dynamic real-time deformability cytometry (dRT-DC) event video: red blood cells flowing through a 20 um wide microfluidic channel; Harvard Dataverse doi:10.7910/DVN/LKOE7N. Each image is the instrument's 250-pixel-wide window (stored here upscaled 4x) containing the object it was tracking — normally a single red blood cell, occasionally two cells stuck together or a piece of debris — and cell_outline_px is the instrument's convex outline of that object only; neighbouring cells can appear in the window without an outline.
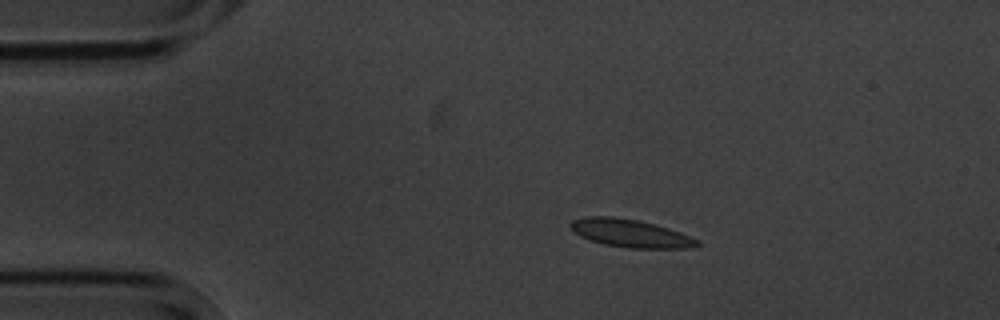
{"species": "common noctule bat (a hibernating species)", "species_latin": "Nyctalus noctula", "temperature_condition": "cold", "stored_images_in_passage": 7, "camera_frame_rate_fps": 3000, "um_per_image_px": 0.085, "animal": {"sex": "male", "body_mass_g": 20.1, "forearm_length_mm": 53.5}, "frame": {"image": 1, "passage_image": 2, "time_ms": 1.333, "image_size_px": [1000, 320], "cell_outline_px": [[700, 244], [688, 248], [632, 248], [604, 244], [580, 236], [568, 224], [572, 220], [584, 216], [616, 216], [636, 220], [668, 228], [680, 232], [700, 240]], "centroid_in_image_um": [53.58, 19.82], "position_along_channel_um": 31.4, "area_um2": 20.4}}
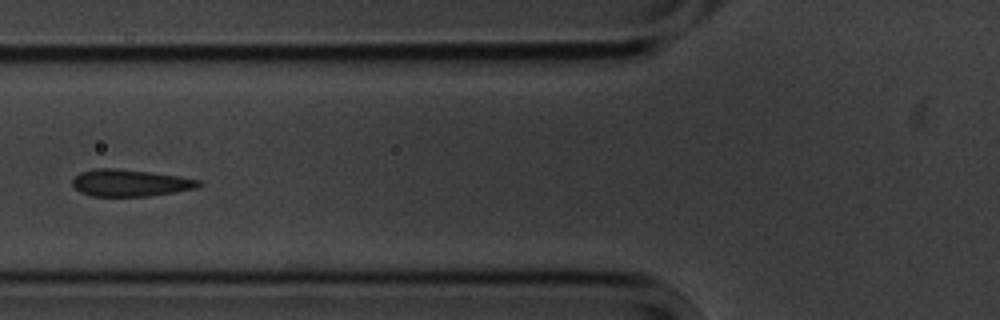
{"frame": {"image": 2, "passage_image": 5, "time_ms": 5.0, "image_size_px": [1000, 320], "cell_outline_px": [[200, 184], [196, 188], [176, 192], [148, 196], [92, 196], [80, 192], [72, 184], [72, 180], [80, 172], [96, 168], [112, 168], [148, 172], [176, 176], [200, 180]], "centroid_in_image_um": [11.03, 15.55], "position_along_channel_um": 114.8, "area_um2": 19.54}}
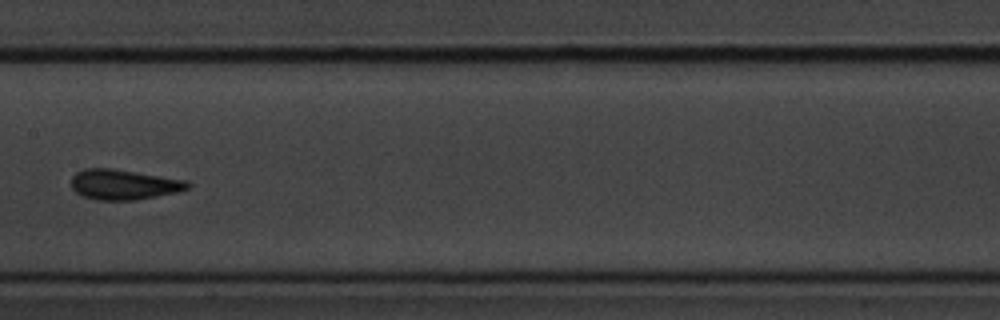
{"frame": {"image": 3, "passage_image": 7, "time_ms": 7.333, "image_size_px": [1000, 320], "cell_outline_px": [[192, 184], [188, 188], [176, 192], [136, 200], [96, 200], [84, 196], [76, 192], [72, 188], [72, 176], [76, 172], [84, 168], [112, 168], [188, 180]], "centroid_in_image_um": [10.52, 15.67], "position_along_channel_um": 196.9, "area_um2": 20.52}}